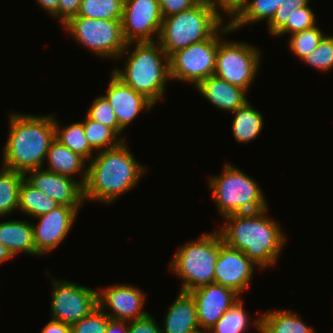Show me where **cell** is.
<instances>
[{
    "label": "cell",
    "mask_w": 333,
    "mask_h": 333,
    "mask_svg": "<svg viewBox=\"0 0 333 333\" xmlns=\"http://www.w3.org/2000/svg\"><path fill=\"white\" fill-rule=\"evenodd\" d=\"M267 210L227 215L218 229L226 245L242 251L261 271L276 264L286 242L279 222Z\"/></svg>",
    "instance_id": "obj_1"
},
{
    "label": "cell",
    "mask_w": 333,
    "mask_h": 333,
    "mask_svg": "<svg viewBox=\"0 0 333 333\" xmlns=\"http://www.w3.org/2000/svg\"><path fill=\"white\" fill-rule=\"evenodd\" d=\"M127 141L96 153L87 165L84 200L111 204L127 193L147 171L131 154ZM146 169V170H145ZM139 180V181H138Z\"/></svg>",
    "instance_id": "obj_2"
},
{
    "label": "cell",
    "mask_w": 333,
    "mask_h": 333,
    "mask_svg": "<svg viewBox=\"0 0 333 333\" xmlns=\"http://www.w3.org/2000/svg\"><path fill=\"white\" fill-rule=\"evenodd\" d=\"M9 135L2 150V167L21 173L43 168L55 140L54 115L11 113Z\"/></svg>",
    "instance_id": "obj_3"
},
{
    "label": "cell",
    "mask_w": 333,
    "mask_h": 333,
    "mask_svg": "<svg viewBox=\"0 0 333 333\" xmlns=\"http://www.w3.org/2000/svg\"><path fill=\"white\" fill-rule=\"evenodd\" d=\"M131 45L134 48L130 51ZM125 54L127 61L124 68H114L113 73L156 105L163 99L167 82L171 80L169 56L158 41L127 43L118 58L125 57Z\"/></svg>",
    "instance_id": "obj_4"
},
{
    "label": "cell",
    "mask_w": 333,
    "mask_h": 333,
    "mask_svg": "<svg viewBox=\"0 0 333 333\" xmlns=\"http://www.w3.org/2000/svg\"><path fill=\"white\" fill-rule=\"evenodd\" d=\"M223 18L208 2L200 0L192 8L163 18L156 40L170 56L176 50L210 38L223 25Z\"/></svg>",
    "instance_id": "obj_5"
},
{
    "label": "cell",
    "mask_w": 333,
    "mask_h": 333,
    "mask_svg": "<svg viewBox=\"0 0 333 333\" xmlns=\"http://www.w3.org/2000/svg\"><path fill=\"white\" fill-rule=\"evenodd\" d=\"M208 182L216 208L223 217L269 207L259 184L233 164L226 163L221 175L209 176Z\"/></svg>",
    "instance_id": "obj_6"
},
{
    "label": "cell",
    "mask_w": 333,
    "mask_h": 333,
    "mask_svg": "<svg viewBox=\"0 0 333 333\" xmlns=\"http://www.w3.org/2000/svg\"><path fill=\"white\" fill-rule=\"evenodd\" d=\"M196 240L181 246L170 263L172 273L183 279L180 290L183 292L214 283L215 264L223 239L220 232L214 230Z\"/></svg>",
    "instance_id": "obj_7"
},
{
    "label": "cell",
    "mask_w": 333,
    "mask_h": 333,
    "mask_svg": "<svg viewBox=\"0 0 333 333\" xmlns=\"http://www.w3.org/2000/svg\"><path fill=\"white\" fill-rule=\"evenodd\" d=\"M229 20L210 38L176 50L169 56L171 80L192 83L196 88L204 79L214 75L218 43L221 35L233 33Z\"/></svg>",
    "instance_id": "obj_8"
},
{
    "label": "cell",
    "mask_w": 333,
    "mask_h": 333,
    "mask_svg": "<svg viewBox=\"0 0 333 333\" xmlns=\"http://www.w3.org/2000/svg\"><path fill=\"white\" fill-rule=\"evenodd\" d=\"M63 28L77 43L100 57L118 59L127 46L122 33V20L74 16Z\"/></svg>",
    "instance_id": "obj_9"
},
{
    "label": "cell",
    "mask_w": 333,
    "mask_h": 333,
    "mask_svg": "<svg viewBox=\"0 0 333 333\" xmlns=\"http://www.w3.org/2000/svg\"><path fill=\"white\" fill-rule=\"evenodd\" d=\"M260 60V52L253 45L223 38L218 43L214 75L248 91L260 69Z\"/></svg>",
    "instance_id": "obj_10"
},
{
    "label": "cell",
    "mask_w": 333,
    "mask_h": 333,
    "mask_svg": "<svg viewBox=\"0 0 333 333\" xmlns=\"http://www.w3.org/2000/svg\"><path fill=\"white\" fill-rule=\"evenodd\" d=\"M51 298L53 320L72 325L98 307V290L68 280H54Z\"/></svg>",
    "instance_id": "obj_11"
},
{
    "label": "cell",
    "mask_w": 333,
    "mask_h": 333,
    "mask_svg": "<svg viewBox=\"0 0 333 333\" xmlns=\"http://www.w3.org/2000/svg\"><path fill=\"white\" fill-rule=\"evenodd\" d=\"M162 22L158 0H124L122 33L127 43L156 42L153 36L159 37Z\"/></svg>",
    "instance_id": "obj_12"
},
{
    "label": "cell",
    "mask_w": 333,
    "mask_h": 333,
    "mask_svg": "<svg viewBox=\"0 0 333 333\" xmlns=\"http://www.w3.org/2000/svg\"><path fill=\"white\" fill-rule=\"evenodd\" d=\"M80 207L59 205L49 213L36 217L32 223L36 256L45 255L63 242L76 221Z\"/></svg>",
    "instance_id": "obj_13"
},
{
    "label": "cell",
    "mask_w": 333,
    "mask_h": 333,
    "mask_svg": "<svg viewBox=\"0 0 333 333\" xmlns=\"http://www.w3.org/2000/svg\"><path fill=\"white\" fill-rule=\"evenodd\" d=\"M97 292L98 306L104 312L109 308L112 311L105 312L110 319L128 322L142 318L149 313L143 311L146 295L138 287L121 283Z\"/></svg>",
    "instance_id": "obj_14"
},
{
    "label": "cell",
    "mask_w": 333,
    "mask_h": 333,
    "mask_svg": "<svg viewBox=\"0 0 333 333\" xmlns=\"http://www.w3.org/2000/svg\"><path fill=\"white\" fill-rule=\"evenodd\" d=\"M24 180L60 205L81 207L84 203V186L74 178L45 170L26 171Z\"/></svg>",
    "instance_id": "obj_15"
},
{
    "label": "cell",
    "mask_w": 333,
    "mask_h": 333,
    "mask_svg": "<svg viewBox=\"0 0 333 333\" xmlns=\"http://www.w3.org/2000/svg\"><path fill=\"white\" fill-rule=\"evenodd\" d=\"M255 267L259 266L242 251L223 242L215 264L214 283L232 288L241 295L249 288Z\"/></svg>",
    "instance_id": "obj_16"
},
{
    "label": "cell",
    "mask_w": 333,
    "mask_h": 333,
    "mask_svg": "<svg viewBox=\"0 0 333 333\" xmlns=\"http://www.w3.org/2000/svg\"><path fill=\"white\" fill-rule=\"evenodd\" d=\"M196 304L199 328L210 329L237 301L240 294L234 289L210 283L189 292Z\"/></svg>",
    "instance_id": "obj_17"
},
{
    "label": "cell",
    "mask_w": 333,
    "mask_h": 333,
    "mask_svg": "<svg viewBox=\"0 0 333 333\" xmlns=\"http://www.w3.org/2000/svg\"><path fill=\"white\" fill-rule=\"evenodd\" d=\"M107 93L103 95L112 106L119 126L125 130L142 110L155 106L149 99L125 84L113 72Z\"/></svg>",
    "instance_id": "obj_18"
},
{
    "label": "cell",
    "mask_w": 333,
    "mask_h": 333,
    "mask_svg": "<svg viewBox=\"0 0 333 333\" xmlns=\"http://www.w3.org/2000/svg\"><path fill=\"white\" fill-rule=\"evenodd\" d=\"M195 89L217 109L231 113L248 101L245 89L216 75L207 77Z\"/></svg>",
    "instance_id": "obj_19"
},
{
    "label": "cell",
    "mask_w": 333,
    "mask_h": 333,
    "mask_svg": "<svg viewBox=\"0 0 333 333\" xmlns=\"http://www.w3.org/2000/svg\"><path fill=\"white\" fill-rule=\"evenodd\" d=\"M161 333H191L199 329L195 301L189 292L180 291L165 314Z\"/></svg>",
    "instance_id": "obj_20"
},
{
    "label": "cell",
    "mask_w": 333,
    "mask_h": 333,
    "mask_svg": "<svg viewBox=\"0 0 333 333\" xmlns=\"http://www.w3.org/2000/svg\"><path fill=\"white\" fill-rule=\"evenodd\" d=\"M46 160L49 166L45 170L71 178L76 173H80L79 182L84 186L87 177V164L85 163L87 161L78 153L71 151L55 139L47 151Z\"/></svg>",
    "instance_id": "obj_21"
},
{
    "label": "cell",
    "mask_w": 333,
    "mask_h": 333,
    "mask_svg": "<svg viewBox=\"0 0 333 333\" xmlns=\"http://www.w3.org/2000/svg\"><path fill=\"white\" fill-rule=\"evenodd\" d=\"M0 243L13 257L19 252L36 256L32 222L22 220L0 222Z\"/></svg>",
    "instance_id": "obj_22"
},
{
    "label": "cell",
    "mask_w": 333,
    "mask_h": 333,
    "mask_svg": "<svg viewBox=\"0 0 333 333\" xmlns=\"http://www.w3.org/2000/svg\"><path fill=\"white\" fill-rule=\"evenodd\" d=\"M253 321L260 333H315L291 310H274L264 313Z\"/></svg>",
    "instance_id": "obj_23"
},
{
    "label": "cell",
    "mask_w": 333,
    "mask_h": 333,
    "mask_svg": "<svg viewBox=\"0 0 333 333\" xmlns=\"http://www.w3.org/2000/svg\"><path fill=\"white\" fill-rule=\"evenodd\" d=\"M289 0H245V3L230 19L229 23L233 31L266 20L267 24L272 20L280 5L286 4Z\"/></svg>",
    "instance_id": "obj_24"
},
{
    "label": "cell",
    "mask_w": 333,
    "mask_h": 333,
    "mask_svg": "<svg viewBox=\"0 0 333 333\" xmlns=\"http://www.w3.org/2000/svg\"><path fill=\"white\" fill-rule=\"evenodd\" d=\"M232 121L233 136L237 142L248 143L255 140L263 129V116L261 112L247 101L234 112Z\"/></svg>",
    "instance_id": "obj_25"
},
{
    "label": "cell",
    "mask_w": 333,
    "mask_h": 333,
    "mask_svg": "<svg viewBox=\"0 0 333 333\" xmlns=\"http://www.w3.org/2000/svg\"><path fill=\"white\" fill-rule=\"evenodd\" d=\"M60 204L40 190L34 189L24 179L19 190L18 210L31 217L49 213Z\"/></svg>",
    "instance_id": "obj_26"
},
{
    "label": "cell",
    "mask_w": 333,
    "mask_h": 333,
    "mask_svg": "<svg viewBox=\"0 0 333 333\" xmlns=\"http://www.w3.org/2000/svg\"><path fill=\"white\" fill-rule=\"evenodd\" d=\"M55 117L56 116H54L55 139L89 162L95 151L91 148L85 137L83 122L78 121L62 128V126H59L60 124Z\"/></svg>",
    "instance_id": "obj_27"
},
{
    "label": "cell",
    "mask_w": 333,
    "mask_h": 333,
    "mask_svg": "<svg viewBox=\"0 0 333 333\" xmlns=\"http://www.w3.org/2000/svg\"><path fill=\"white\" fill-rule=\"evenodd\" d=\"M24 175L21 172L0 168V217L17 211L19 205V190Z\"/></svg>",
    "instance_id": "obj_28"
},
{
    "label": "cell",
    "mask_w": 333,
    "mask_h": 333,
    "mask_svg": "<svg viewBox=\"0 0 333 333\" xmlns=\"http://www.w3.org/2000/svg\"><path fill=\"white\" fill-rule=\"evenodd\" d=\"M85 137L95 153L118 146L123 140L109 127L85 116Z\"/></svg>",
    "instance_id": "obj_29"
},
{
    "label": "cell",
    "mask_w": 333,
    "mask_h": 333,
    "mask_svg": "<svg viewBox=\"0 0 333 333\" xmlns=\"http://www.w3.org/2000/svg\"><path fill=\"white\" fill-rule=\"evenodd\" d=\"M124 0H82L77 16L122 20Z\"/></svg>",
    "instance_id": "obj_30"
},
{
    "label": "cell",
    "mask_w": 333,
    "mask_h": 333,
    "mask_svg": "<svg viewBox=\"0 0 333 333\" xmlns=\"http://www.w3.org/2000/svg\"><path fill=\"white\" fill-rule=\"evenodd\" d=\"M242 298L237 301L217 323L210 328L211 333H244L250 325V319L244 306Z\"/></svg>",
    "instance_id": "obj_31"
},
{
    "label": "cell",
    "mask_w": 333,
    "mask_h": 333,
    "mask_svg": "<svg viewBox=\"0 0 333 333\" xmlns=\"http://www.w3.org/2000/svg\"><path fill=\"white\" fill-rule=\"evenodd\" d=\"M324 32L316 26L294 33L289 37V48L302 60L305 56L312 53L324 37Z\"/></svg>",
    "instance_id": "obj_32"
},
{
    "label": "cell",
    "mask_w": 333,
    "mask_h": 333,
    "mask_svg": "<svg viewBox=\"0 0 333 333\" xmlns=\"http://www.w3.org/2000/svg\"><path fill=\"white\" fill-rule=\"evenodd\" d=\"M87 111L86 116L89 119L98 121L111 128L123 141H125V136H120L124 130L119 126L112 106L103 95L96 97Z\"/></svg>",
    "instance_id": "obj_33"
},
{
    "label": "cell",
    "mask_w": 333,
    "mask_h": 333,
    "mask_svg": "<svg viewBox=\"0 0 333 333\" xmlns=\"http://www.w3.org/2000/svg\"><path fill=\"white\" fill-rule=\"evenodd\" d=\"M301 61L319 71L326 72L333 69V36L325 35L318 47Z\"/></svg>",
    "instance_id": "obj_34"
},
{
    "label": "cell",
    "mask_w": 333,
    "mask_h": 333,
    "mask_svg": "<svg viewBox=\"0 0 333 333\" xmlns=\"http://www.w3.org/2000/svg\"><path fill=\"white\" fill-rule=\"evenodd\" d=\"M316 18L313 10L309 5L296 8L290 14L286 24L274 35H290L316 26ZM287 33V34H286Z\"/></svg>",
    "instance_id": "obj_35"
},
{
    "label": "cell",
    "mask_w": 333,
    "mask_h": 333,
    "mask_svg": "<svg viewBox=\"0 0 333 333\" xmlns=\"http://www.w3.org/2000/svg\"><path fill=\"white\" fill-rule=\"evenodd\" d=\"M110 317L98 306L71 326V333H105Z\"/></svg>",
    "instance_id": "obj_36"
},
{
    "label": "cell",
    "mask_w": 333,
    "mask_h": 333,
    "mask_svg": "<svg viewBox=\"0 0 333 333\" xmlns=\"http://www.w3.org/2000/svg\"><path fill=\"white\" fill-rule=\"evenodd\" d=\"M128 323V333H161V327L150 313Z\"/></svg>",
    "instance_id": "obj_37"
},
{
    "label": "cell",
    "mask_w": 333,
    "mask_h": 333,
    "mask_svg": "<svg viewBox=\"0 0 333 333\" xmlns=\"http://www.w3.org/2000/svg\"><path fill=\"white\" fill-rule=\"evenodd\" d=\"M162 17L178 14L195 6L200 0H158Z\"/></svg>",
    "instance_id": "obj_38"
},
{
    "label": "cell",
    "mask_w": 333,
    "mask_h": 333,
    "mask_svg": "<svg viewBox=\"0 0 333 333\" xmlns=\"http://www.w3.org/2000/svg\"><path fill=\"white\" fill-rule=\"evenodd\" d=\"M82 0H59L57 18L62 25L77 16Z\"/></svg>",
    "instance_id": "obj_39"
},
{
    "label": "cell",
    "mask_w": 333,
    "mask_h": 333,
    "mask_svg": "<svg viewBox=\"0 0 333 333\" xmlns=\"http://www.w3.org/2000/svg\"><path fill=\"white\" fill-rule=\"evenodd\" d=\"M204 1L208 2L219 13L221 11L222 13L224 12V15L231 16L227 18H232L245 3V0H204Z\"/></svg>",
    "instance_id": "obj_40"
},
{
    "label": "cell",
    "mask_w": 333,
    "mask_h": 333,
    "mask_svg": "<svg viewBox=\"0 0 333 333\" xmlns=\"http://www.w3.org/2000/svg\"><path fill=\"white\" fill-rule=\"evenodd\" d=\"M294 9L296 8L283 7V4L280 5L272 20L267 24L268 32L274 36L286 24Z\"/></svg>",
    "instance_id": "obj_41"
},
{
    "label": "cell",
    "mask_w": 333,
    "mask_h": 333,
    "mask_svg": "<svg viewBox=\"0 0 333 333\" xmlns=\"http://www.w3.org/2000/svg\"><path fill=\"white\" fill-rule=\"evenodd\" d=\"M41 333H71V326L69 324L51 319L42 328Z\"/></svg>",
    "instance_id": "obj_42"
},
{
    "label": "cell",
    "mask_w": 333,
    "mask_h": 333,
    "mask_svg": "<svg viewBox=\"0 0 333 333\" xmlns=\"http://www.w3.org/2000/svg\"><path fill=\"white\" fill-rule=\"evenodd\" d=\"M126 322L110 319L105 333H128V323Z\"/></svg>",
    "instance_id": "obj_43"
},
{
    "label": "cell",
    "mask_w": 333,
    "mask_h": 333,
    "mask_svg": "<svg viewBox=\"0 0 333 333\" xmlns=\"http://www.w3.org/2000/svg\"><path fill=\"white\" fill-rule=\"evenodd\" d=\"M37 3L44 8V10L49 12L50 16L57 18V10L59 5V0H36Z\"/></svg>",
    "instance_id": "obj_44"
},
{
    "label": "cell",
    "mask_w": 333,
    "mask_h": 333,
    "mask_svg": "<svg viewBox=\"0 0 333 333\" xmlns=\"http://www.w3.org/2000/svg\"><path fill=\"white\" fill-rule=\"evenodd\" d=\"M310 0H289L286 4H283V7L288 8H301L309 5Z\"/></svg>",
    "instance_id": "obj_45"
},
{
    "label": "cell",
    "mask_w": 333,
    "mask_h": 333,
    "mask_svg": "<svg viewBox=\"0 0 333 333\" xmlns=\"http://www.w3.org/2000/svg\"><path fill=\"white\" fill-rule=\"evenodd\" d=\"M11 258L14 257L11 255L8 249L0 243V264L4 263L6 260H10Z\"/></svg>",
    "instance_id": "obj_46"
},
{
    "label": "cell",
    "mask_w": 333,
    "mask_h": 333,
    "mask_svg": "<svg viewBox=\"0 0 333 333\" xmlns=\"http://www.w3.org/2000/svg\"><path fill=\"white\" fill-rule=\"evenodd\" d=\"M191 333H211V330L210 329H204V328H202V330H201V328H199L198 330H195Z\"/></svg>",
    "instance_id": "obj_47"
}]
</instances>
